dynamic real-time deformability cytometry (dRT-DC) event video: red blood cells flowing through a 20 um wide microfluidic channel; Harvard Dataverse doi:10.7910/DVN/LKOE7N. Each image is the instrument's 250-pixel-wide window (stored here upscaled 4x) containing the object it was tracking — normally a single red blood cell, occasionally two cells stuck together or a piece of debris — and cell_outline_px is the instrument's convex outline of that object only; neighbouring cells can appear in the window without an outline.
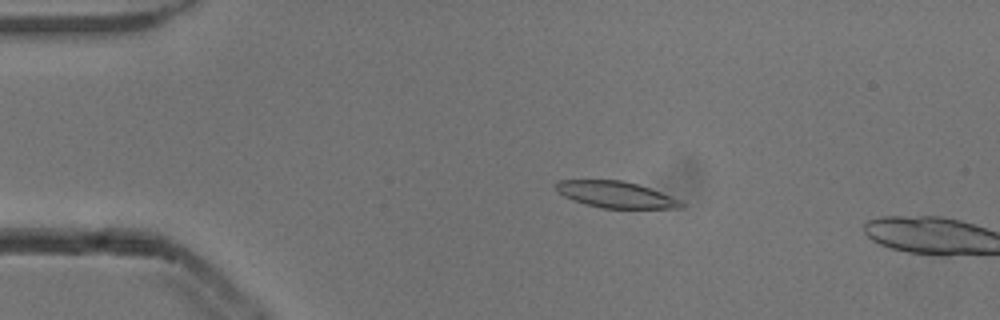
{"species": "common noctule bat (a hibernating species)", "species_latin": "Nyctalus noctula", "temperature_condition": "cold", "stored_images_in_passage": 13, "camera_frame_rate_fps": 3000, "um_per_image_px": 0.085, "animal": {"sex": "male", "body_mass_g": 13.3}, "frame": {"image": 1, "passage_image": 11, "time_ms": 3.333, "image_size_px": [1000, 320], "cell_outline_px": [[684, 208], [604, 208], [584, 204], [572, 200], [564, 196], [556, 188], [556, 180], [620, 180], [636, 184], [660, 192], [680, 200], [684, 204]], "centroid_in_image_um": [52.32, 16.54], "position_along_channel_um": 32.7, "area_um2": 19.02}}